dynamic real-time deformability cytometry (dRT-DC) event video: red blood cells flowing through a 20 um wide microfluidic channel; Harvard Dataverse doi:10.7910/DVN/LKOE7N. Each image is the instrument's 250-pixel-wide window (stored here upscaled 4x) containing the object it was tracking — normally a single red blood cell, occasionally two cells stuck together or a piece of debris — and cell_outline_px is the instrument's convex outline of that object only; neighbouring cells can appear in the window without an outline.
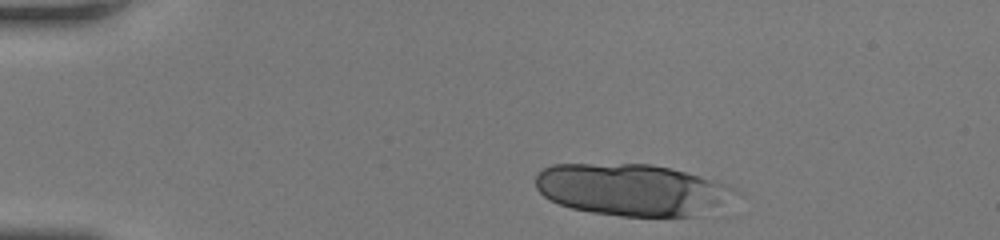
{"species": "human", "species_latin": "Homo sapiens", "temperature_condition": "room temperature", "stored_images_in_passage": 15, "camera_frame_rate_fps": 3000, "um_per_image_px": 0.085, "donor": {"sex": "female"}, "frame": {"image": 1, "passage_image": 2, "time_ms": 0.333, "image_size_px": [1000, 240], "cell_outline_px": [[740, 192], [696, 216], [624, 216], [592, 212], [572, 208], [560, 204], [544, 196], [536, 188], [536, 176], [544, 168], [552, 164], [652, 164], [700, 176], [728, 184], [736, 188]], "centroid_in_image_um": [53.67, 16.11], "position_along_channel_um": 31.3, "area_um2": 59.48}}
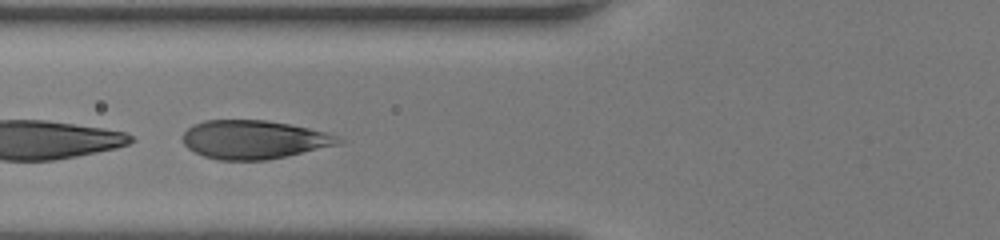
{"frame": {"image": 2, "passage_image": 13, "time_ms": 4.0, "image_size_px": [1000, 240], "cell_outline_px": [[348, 140], [340, 144], [288, 156], [268, 160], [216, 160], [204, 156], [188, 148], [184, 144], [180, 136], [192, 124], [204, 120], [268, 120], [308, 128], [324, 132]], "centroid_in_image_um": [21.57, 11.87], "position_along_channel_um": 104.2, "area_um2": 35.26}}